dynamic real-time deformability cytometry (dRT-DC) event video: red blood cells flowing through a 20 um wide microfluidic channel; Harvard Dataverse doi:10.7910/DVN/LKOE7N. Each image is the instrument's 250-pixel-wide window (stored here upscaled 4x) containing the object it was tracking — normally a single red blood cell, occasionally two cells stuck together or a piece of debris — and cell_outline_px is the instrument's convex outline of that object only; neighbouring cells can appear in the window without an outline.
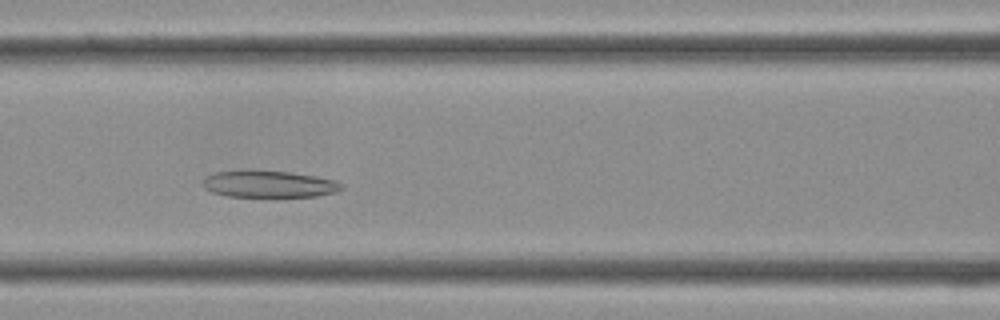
{"species": "Egyptian fruit bat (a non-hibernating species)", "species_latin": "Rousettus aegyptiacus", "temperature_condition": "cold", "stored_images_in_passage": 28, "camera_frame_rate_fps": 3000, "um_per_image_px": 0.085, "frame": {"image": 1, "passage_image": 7, "time_ms": 2.0, "image_size_px": [1000, 320], "cell_outline_px": [[344, 188], [336, 192], [316, 196], [228, 196], [212, 192], [204, 188], [200, 184], [200, 180], [204, 176], [216, 172], [292, 172], [316, 176], [336, 180], [344, 184]], "centroid_in_image_um": [22.87, 15.66], "position_along_channel_um": 143.7, "area_um2": 21.33}}
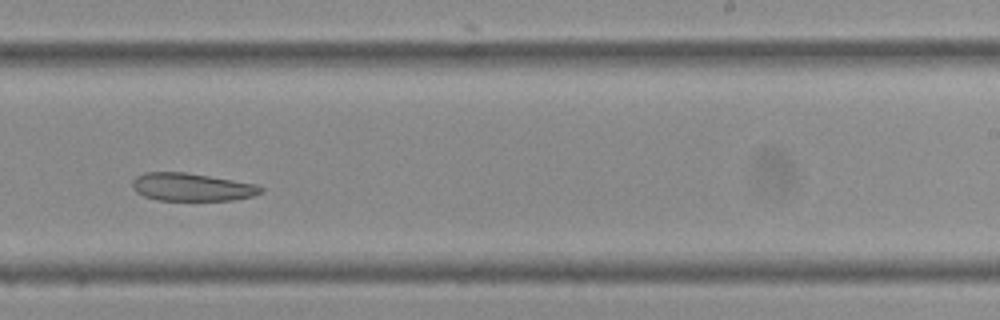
{"frame": {"image": 2, "passage_image": 14, "time_ms": 4.333, "image_size_px": [1000, 320], "cell_outline_px": [[264, 192], [252, 196], [232, 200], [156, 200], [144, 196], [136, 192], [132, 188], [132, 180], [136, 176], [144, 172], [184, 172], [256, 184], [264, 188]], "centroid_in_image_um": [16.28, 15.9], "position_along_channel_um": 272.7, "area_um2": 20.87}}
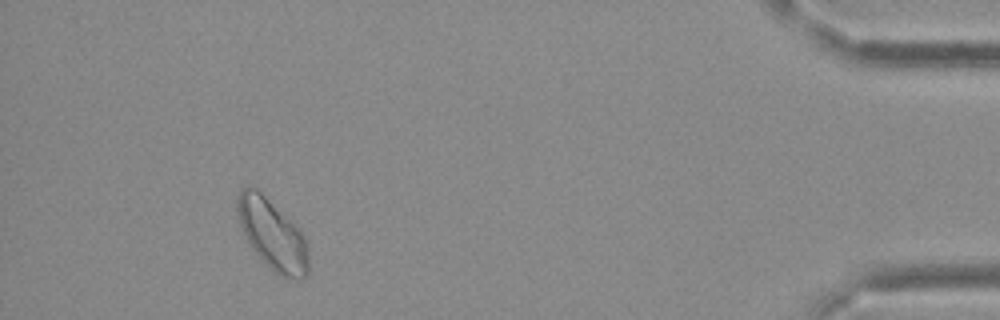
{"frame": {"image": 3, "passage_image": 25, "time_ms": 8.0, "image_size_px": [1000, 320], "cell_outline_px": [[308, 272], [300, 280], [280, 276], [252, 248], [240, 224], [236, 212], [236, 200], [240, 188], [256, 188], [296, 224], [308, 244]], "centroid_in_image_um": [23.16, 19.91], "position_along_channel_um": 412.0, "area_um2": 28.73}}